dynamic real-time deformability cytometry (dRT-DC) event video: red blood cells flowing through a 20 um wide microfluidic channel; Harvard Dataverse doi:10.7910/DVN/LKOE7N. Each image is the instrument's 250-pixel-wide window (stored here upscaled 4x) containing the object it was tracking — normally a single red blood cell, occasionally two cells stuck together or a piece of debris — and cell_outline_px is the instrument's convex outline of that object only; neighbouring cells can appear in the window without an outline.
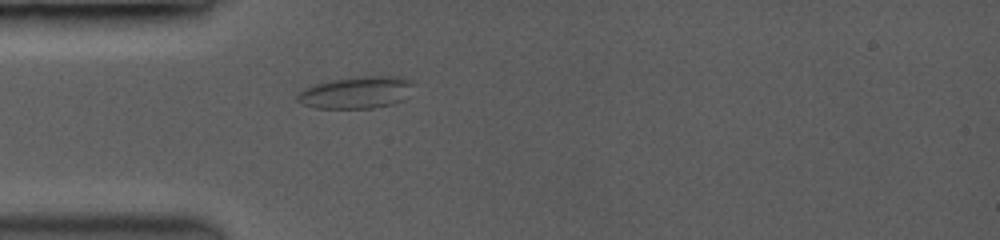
{"species": "common noctule bat (a hibernating species)", "species_latin": "Nyctalus noctula", "temperature_condition": "room temperature", "stored_images_in_passage": 3, "camera_frame_rate_fps": 3500, "um_per_image_px": 0.085, "animal": {"sex": "female", "body_mass_g": 19.0, "forearm_length_mm": 53.3}, "frame": {"image": 1, "passage_image": 1, "time_ms": 0.0, "image_size_px": [1000, 240], "cell_outline_px": [[412, 84], [400, 100], [392, 104], [372, 108], [316, 108], [304, 104], [296, 100], [296, 96], [300, 92], [316, 84], [336, 80], [368, 76], [392, 76], [404, 80]], "centroid_in_image_um": [30.2, 7.89], "position_along_channel_um": 54.8, "area_um2": 20.52}}